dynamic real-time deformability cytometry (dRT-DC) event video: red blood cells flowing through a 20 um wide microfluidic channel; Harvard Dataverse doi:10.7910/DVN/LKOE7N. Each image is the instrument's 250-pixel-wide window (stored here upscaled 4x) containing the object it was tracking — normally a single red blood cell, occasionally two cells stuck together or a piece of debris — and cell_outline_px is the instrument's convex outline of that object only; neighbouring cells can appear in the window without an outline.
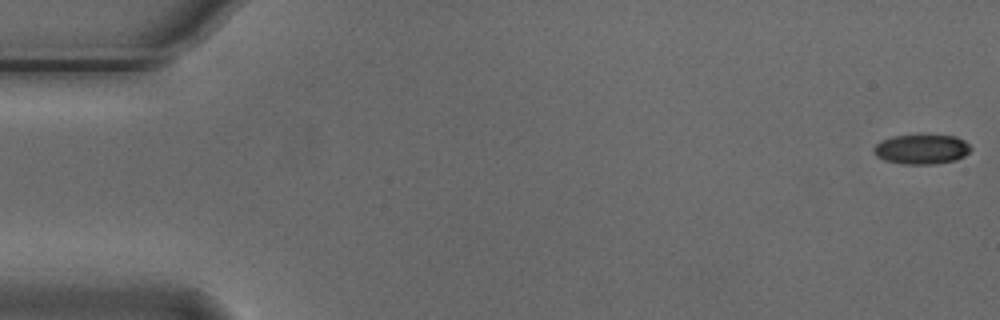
{"species": "Egyptian fruit bat (a non-hibernating species)", "species_latin": "Rousettus aegyptiacus", "temperature_condition": "cold", "stored_images_in_passage": 21, "camera_frame_rate_fps": 3000, "um_per_image_px": 0.085, "animal": {"sex": "male"}, "frame": {"image": 1, "passage_image": 1, "time_ms": 0.0, "image_size_px": [1000, 320], "cell_outline_px": [[972, 148], [964, 156], [956, 160], [936, 164], [900, 164], [884, 160], [876, 156], [872, 152], [872, 148], [876, 144], [892, 136], [956, 136], [964, 140]], "centroid_in_image_um": [78.32, 12.71], "position_along_channel_um": 6.7, "area_um2": 16.7}}
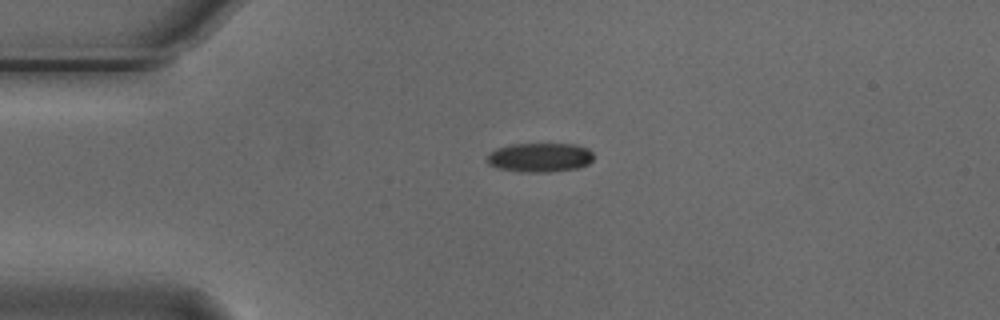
{"frame": {"image": 2, "passage_image": 13, "time_ms": 4.0, "image_size_px": [1000, 320], "cell_outline_px": [[592, 160], [588, 164], [580, 168], [548, 172], [520, 172], [496, 168], [488, 164], [488, 156], [496, 148], [512, 144], [576, 144], [588, 148], [592, 152]], "centroid_in_image_um": [45.9, 13.39], "position_along_channel_um": 39.1, "area_um2": 18.21}}
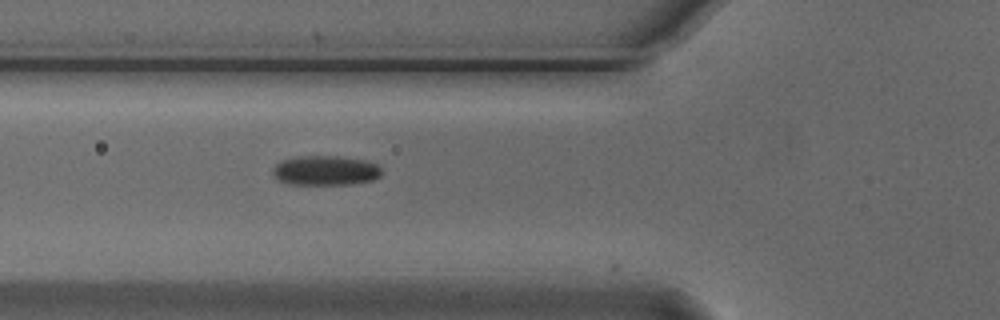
{"frame": {"image": 3, "passage_image": 20, "time_ms": 6.333, "image_size_px": [1000, 320], "cell_outline_px": [[380, 176], [372, 180], [352, 184], [288, 184], [276, 180], [272, 176], [272, 168], [280, 160], [296, 156], [336, 156], [364, 160], [376, 164], [380, 168]], "centroid_in_image_um": [27.58, 14.49], "position_along_channel_um": 98.2, "area_um2": 18.96}}